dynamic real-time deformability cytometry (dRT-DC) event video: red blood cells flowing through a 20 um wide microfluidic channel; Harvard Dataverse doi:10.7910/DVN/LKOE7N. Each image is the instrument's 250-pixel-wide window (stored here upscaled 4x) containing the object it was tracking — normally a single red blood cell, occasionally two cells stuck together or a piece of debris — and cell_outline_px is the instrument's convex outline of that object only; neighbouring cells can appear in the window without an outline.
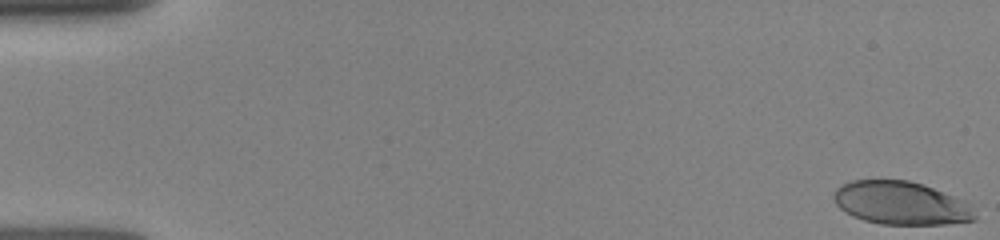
{"species": "human", "species_latin": "Homo sapiens", "temperature_condition": "room temperature", "stored_images_in_passage": 45, "camera_frame_rate_fps": 3000, "um_per_image_px": 0.085, "donor": {"sex": "female"}, "frame": {"image": 1, "passage_image": 1, "time_ms": 0.0, "image_size_px": [1000, 240], "cell_outline_px": [[976, 220], [944, 224], [880, 224], [864, 220], [852, 216], [840, 208], [836, 204], [832, 196], [836, 188], [852, 180], [908, 180], [924, 184], [964, 200], [968, 204], [976, 216]], "centroid_in_image_um": [76.57, 17.26], "position_along_channel_um": 8.4, "area_um2": 35.43}}
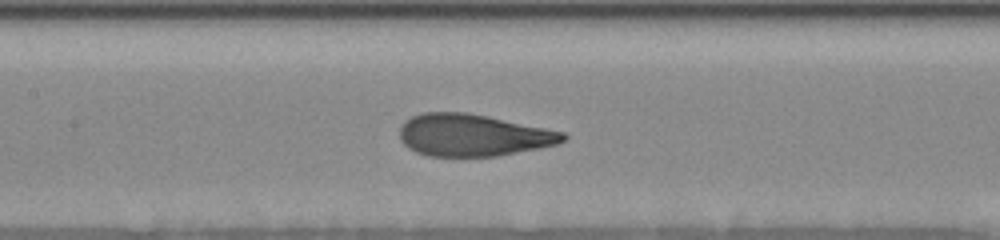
{"frame": {"image": 2, "passage_image": 28, "time_ms": 7.667, "image_size_px": [1000, 240], "cell_outline_px": [[568, 136], [564, 140], [556, 144], [540, 148], [496, 156], [428, 156], [416, 152], [408, 148], [400, 140], [400, 124], [404, 120], [412, 116], [424, 112], [468, 112], [488, 116], [564, 132]], "centroid_in_image_um": [40.16, 11.48], "position_along_channel_um": 167.2, "area_um2": 40.11}}
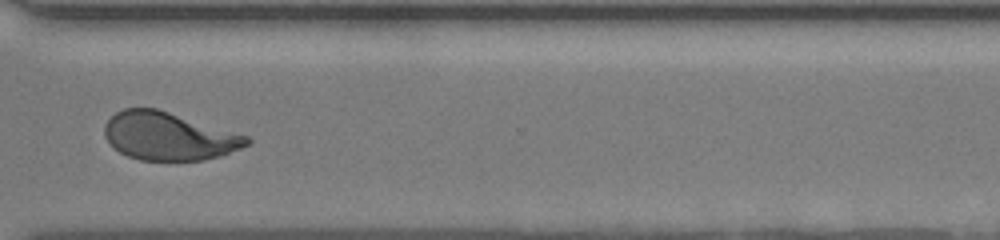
{"frame": {"image": 3, "passage_image": 44, "time_ms": 12.333, "image_size_px": [1000, 240], "cell_outline_px": [[252, 140], [248, 144], [240, 148], [220, 156], [204, 160], [140, 160], [128, 156], [120, 152], [104, 136], [104, 124], [116, 112], [124, 108], [156, 108], [248, 136]], "centroid_in_image_um": [14.33, 11.58], "position_along_channel_um": 356.3, "area_um2": 39.36}}